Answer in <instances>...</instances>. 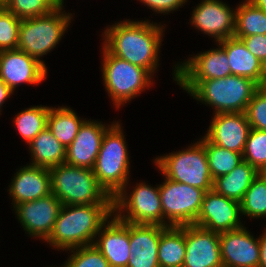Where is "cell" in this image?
I'll use <instances>...</instances> for the list:
<instances>
[{
	"label": "cell",
	"instance_id": "obj_1",
	"mask_svg": "<svg viewBox=\"0 0 266 267\" xmlns=\"http://www.w3.org/2000/svg\"><path fill=\"white\" fill-rule=\"evenodd\" d=\"M163 25L148 20L117 22L104 31V47L113 55L146 69L151 75L158 67Z\"/></svg>",
	"mask_w": 266,
	"mask_h": 267
},
{
	"label": "cell",
	"instance_id": "obj_2",
	"mask_svg": "<svg viewBox=\"0 0 266 267\" xmlns=\"http://www.w3.org/2000/svg\"><path fill=\"white\" fill-rule=\"evenodd\" d=\"M113 215V203L62 205L45 240L57 249L92 245L103 224Z\"/></svg>",
	"mask_w": 266,
	"mask_h": 267
},
{
	"label": "cell",
	"instance_id": "obj_3",
	"mask_svg": "<svg viewBox=\"0 0 266 267\" xmlns=\"http://www.w3.org/2000/svg\"><path fill=\"white\" fill-rule=\"evenodd\" d=\"M124 136L120 124L113 122L103 136L93 167L99 185L112 198L129 182L130 159Z\"/></svg>",
	"mask_w": 266,
	"mask_h": 267
},
{
	"label": "cell",
	"instance_id": "obj_4",
	"mask_svg": "<svg viewBox=\"0 0 266 267\" xmlns=\"http://www.w3.org/2000/svg\"><path fill=\"white\" fill-rule=\"evenodd\" d=\"M51 193L62 205L113 203L99 185L93 169L62 163L50 168Z\"/></svg>",
	"mask_w": 266,
	"mask_h": 267
},
{
	"label": "cell",
	"instance_id": "obj_5",
	"mask_svg": "<svg viewBox=\"0 0 266 267\" xmlns=\"http://www.w3.org/2000/svg\"><path fill=\"white\" fill-rule=\"evenodd\" d=\"M259 85L249 78L229 75L201 81L189 94L214 108V114L245 112Z\"/></svg>",
	"mask_w": 266,
	"mask_h": 267
},
{
	"label": "cell",
	"instance_id": "obj_6",
	"mask_svg": "<svg viewBox=\"0 0 266 267\" xmlns=\"http://www.w3.org/2000/svg\"><path fill=\"white\" fill-rule=\"evenodd\" d=\"M63 8L34 18L22 19L17 49L41 61L40 57L48 54L59 44L71 23L72 14L64 13Z\"/></svg>",
	"mask_w": 266,
	"mask_h": 267
},
{
	"label": "cell",
	"instance_id": "obj_7",
	"mask_svg": "<svg viewBox=\"0 0 266 267\" xmlns=\"http://www.w3.org/2000/svg\"><path fill=\"white\" fill-rule=\"evenodd\" d=\"M102 48L104 86L118 109L148 88L153 83V76L146 69L111 54L104 46Z\"/></svg>",
	"mask_w": 266,
	"mask_h": 267
},
{
	"label": "cell",
	"instance_id": "obj_8",
	"mask_svg": "<svg viewBox=\"0 0 266 267\" xmlns=\"http://www.w3.org/2000/svg\"><path fill=\"white\" fill-rule=\"evenodd\" d=\"M154 163L168 179L200 188L205 192L213 189L206 151L200 140L182 151L158 156Z\"/></svg>",
	"mask_w": 266,
	"mask_h": 267
},
{
	"label": "cell",
	"instance_id": "obj_9",
	"mask_svg": "<svg viewBox=\"0 0 266 267\" xmlns=\"http://www.w3.org/2000/svg\"><path fill=\"white\" fill-rule=\"evenodd\" d=\"M133 188L129 196L124 187L113 197L114 215L123 222L169 227L163 218L159 185L152 187L143 182Z\"/></svg>",
	"mask_w": 266,
	"mask_h": 267
},
{
	"label": "cell",
	"instance_id": "obj_10",
	"mask_svg": "<svg viewBox=\"0 0 266 267\" xmlns=\"http://www.w3.org/2000/svg\"><path fill=\"white\" fill-rule=\"evenodd\" d=\"M159 185L163 218L170 226L194 224L200 212L205 191L164 178Z\"/></svg>",
	"mask_w": 266,
	"mask_h": 267
},
{
	"label": "cell",
	"instance_id": "obj_11",
	"mask_svg": "<svg viewBox=\"0 0 266 267\" xmlns=\"http://www.w3.org/2000/svg\"><path fill=\"white\" fill-rule=\"evenodd\" d=\"M219 46L188 58L174 68V80L190 93L201 81L219 79L231 75L226 51Z\"/></svg>",
	"mask_w": 266,
	"mask_h": 267
},
{
	"label": "cell",
	"instance_id": "obj_12",
	"mask_svg": "<svg viewBox=\"0 0 266 267\" xmlns=\"http://www.w3.org/2000/svg\"><path fill=\"white\" fill-rule=\"evenodd\" d=\"M240 216V202L211 189L204 194L194 225L220 234L242 227Z\"/></svg>",
	"mask_w": 266,
	"mask_h": 267
},
{
	"label": "cell",
	"instance_id": "obj_13",
	"mask_svg": "<svg viewBox=\"0 0 266 267\" xmlns=\"http://www.w3.org/2000/svg\"><path fill=\"white\" fill-rule=\"evenodd\" d=\"M61 207L60 200L50 193L34 201L15 205L13 208L25 233L46 240L53 230Z\"/></svg>",
	"mask_w": 266,
	"mask_h": 267
},
{
	"label": "cell",
	"instance_id": "obj_14",
	"mask_svg": "<svg viewBox=\"0 0 266 267\" xmlns=\"http://www.w3.org/2000/svg\"><path fill=\"white\" fill-rule=\"evenodd\" d=\"M47 68L26 52L0 51V79L14 92L23 83L39 84L47 78Z\"/></svg>",
	"mask_w": 266,
	"mask_h": 267
},
{
	"label": "cell",
	"instance_id": "obj_15",
	"mask_svg": "<svg viewBox=\"0 0 266 267\" xmlns=\"http://www.w3.org/2000/svg\"><path fill=\"white\" fill-rule=\"evenodd\" d=\"M231 9L220 0H202L193 10L190 23L217 42L231 38L235 33L236 20V11Z\"/></svg>",
	"mask_w": 266,
	"mask_h": 267
},
{
	"label": "cell",
	"instance_id": "obj_16",
	"mask_svg": "<svg viewBox=\"0 0 266 267\" xmlns=\"http://www.w3.org/2000/svg\"><path fill=\"white\" fill-rule=\"evenodd\" d=\"M223 267H259L260 241L244 225L219 234Z\"/></svg>",
	"mask_w": 266,
	"mask_h": 267
},
{
	"label": "cell",
	"instance_id": "obj_17",
	"mask_svg": "<svg viewBox=\"0 0 266 267\" xmlns=\"http://www.w3.org/2000/svg\"><path fill=\"white\" fill-rule=\"evenodd\" d=\"M186 254L182 267H223L219 233L185 225Z\"/></svg>",
	"mask_w": 266,
	"mask_h": 267
},
{
	"label": "cell",
	"instance_id": "obj_18",
	"mask_svg": "<svg viewBox=\"0 0 266 267\" xmlns=\"http://www.w3.org/2000/svg\"><path fill=\"white\" fill-rule=\"evenodd\" d=\"M251 126L245 112L215 114L205 137L213 144L242 153Z\"/></svg>",
	"mask_w": 266,
	"mask_h": 267
},
{
	"label": "cell",
	"instance_id": "obj_19",
	"mask_svg": "<svg viewBox=\"0 0 266 267\" xmlns=\"http://www.w3.org/2000/svg\"><path fill=\"white\" fill-rule=\"evenodd\" d=\"M108 126V127H107ZM85 120L75 139L66 149L65 163L71 166L93 169L106 130L111 126Z\"/></svg>",
	"mask_w": 266,
	"mask_h": 267
},
{
	"label": "cell",
	"instance_id": "obj_20",
	"mask_svg": "<svg viewBox=\"0 0 266 267\" xmlns=\"http://www.w3.org/2000/svg\"><path fill=\"white\" fill-rule=\"evenodd\" d=\"M97 235L93 244L108 260L110 267H127L131 257L129 222L121 221L113 213L111 220L103 224Z\"/></svg>",
	"mask_w": 266,
	"mask_h": 267
},
{
	"label": "cell",
	"instance_id": "obj_21",
	"mask_svg": "<svg viewBox=\"0 0 266 267\" xmlns=\"http://www.w3.org/2000/svg\"><path fill=\"white\" fill-rule=\"evenodd\" d=\"M166 226L129 223L131 257L127 267H160L158 246Z\"/></svg>",
	"mask_w": 266,
	"mask_h": 267
},
{
	"label": "cell",
	"instance_id": "obj_22",
	"mask_svg": "<svg viewBox=\"0 0 266 267\" xmlns=\"http://www.w3.org/2000/svg\"><path fill=\"white\" fill-rule=\"evenodd\" d=\"M8 190L13 198V207L45 197L51 193L50 170L30 164L21 167L15 173Z\"/></svg>",
	"mask_w": 266,
	"mask_h": 267
},
{
	"label": "cell",
	"instance_id": "obj_23",
	"mask_svg": "<svg viewBox=\"0 0 266 267\" xmlns=\"http://www.w3.org/2000/svg\"><path fill=\"white\" fill-rule=\"evenodd\" d=\"M217 43L227 53L231 74L249 78L259 85L263 63L246 48L244 42L233 36Z\"/></svg>",
	"mask_w": 266,
	"mask_h": 267
},
{
	"label": "cell",
	"instance_id": "obj_24",
	"mask_svg": "<svg viewBox=\"0 0 266 267\" xmlns=\"http://www.w3.org/2000/svg\"><path fill=\"white\" fill-rule=\"evenodd\" d=\"M259 172L248 162L242 161L229 174L213 180V189L233 200L240 202Z\"/></svg>",
	"mask_w": 266,
	"mask_h": 267
},
{
	"label": "cell",
	"instance_id": "obj_25",
	"mask_svg": "<svg viewBox=\"0 0 266 267\" xmlns=\"http://www.w3.org/2000/svg\"><path fill=\"white\" fill-rule=\"evenodd\" d=\"M33 166L53 168L65 163L66 148L53 136L46 127L29 144Z\"/></svg>",
	"mask_w": 266,
	"mask_h": 267
},
{
	"label": "cell",
	"instance_id": "obj_26",
	"mask_svg": "<svg viewBox=\"0 0 266 267\" xmlns=\"http://www.w3.org/2000/svg\"><path fill=\"white\" fill-rule=\"evenodd\" d=\"M185 254V225L166 227L161 232L158 246L160 267H182Z\"/></svg>",
	"mask_w": 266,
	"mask_h": 267
},
{
	"label": "cell",
	"instance_id": "obj_27",
	"mask_svg": "<svg viewBox=\"0 0 266 267\" xmlns=\"http://www.w3.org/2000/svg\"><path fill=\"white\" fill-rule=\"evenodd\" d=\"M86 120L80 119L70 107H50L47 128L53 136L67 149L78 134V130Z\"/></svg>",
	"mask_w": 266,
	"mask_h": 267
},
{
	"label": "cell",
	"instance_id": "obj_28",
	"mask_svg": "<svg viewBox=\"0 0 266 267\" xmlns=\"http://www.w3.org/2000/svg\"><path fill=\"white\" fill-rule=\"evenodd\" d=\"M234 37L266 34V12L245 0L236 9Z\"/></svg>",
	"mask_w": 266,
	"mask_h": 267
},
{
	"label": "cell",
	"instance_id": "obj_29",
	"mask_svg": "<svg viewBox=\"0 0 266 267\" xmlns=\"http://www.w3.org/2000/svg\"><path fill=\"white\" fill-rule=\"evenodd\" d=\"M49 110L47 106H31L14 117V128L28 145L47 127Z\"/></svg>",
	"mask_w": 266,
	"mask_h": 267
},
{
	"label": "cell",
	"instance_id": "obj_30",
	"mask_svg": "<svg viewBox=\"0 0 266 267\" xmlns=\"http://www.w3.org/2000/svg\"><path fill=\"white\" fill-rule=\"evenodd\" d=\"M204 144L212 179L229 174L243 161L242 153H237L211 143L205 136L200 140Z\"/></svg>",
	"mask_w": 266,
	"mask_h": 267
},
{
	"label": "cell",
	"instance_id": "obj_31",
	"mask_svg": "<svg viewBox=\"0 0 266 267\" xmlns=\"http://www.w3.org/2000/svg\"><path fill=\"white\" fill-rule=\"evenodd\" d=\"M241 215L266 217V174L259 173L240 201Z\"/></svg>",
	"mask_w": 266,
	"mask_h": 267
},
{
	"label": "cell",
	"instance_id": "obj_32",
	"mask_svg": "<svg viewBox=\"0 0 266 267\" xmlns=\"http://www.w3.org/2000/svg\"><path fill=\"white\" fill-rule=\"evenodd\" d=\"M243 161L251 164L259 173L266 171V131L252 129L243 151Z\"/></svg>",
	"mask_w": 266,
	"mask_h": 267
},
{
	"label": "cell",
	"instance_id": "obj_33",
	"mask_svg": "<svg viewBox=\"0 0 266 267\" xmlns=\"http://www.w3.org/2000/svg\"><path fill=\"white\" fill-rule=\"evenodd\" d=\"M69 250L73 254L61 267H110L108 260L94 244Z\"/></svg>",
	"mask_w": 266,
	"mask_h": 267
},
{
	"label": "cell",
	"instance_id": "obj_34",
	"mask_svg": "<svg viewBox=\"0 0 266 267\" xmlns=\"http://www.w3.org/2000/svg\"><path fill=\"white\" fill-rule=\"evenodd\" d=\"M21 21L5 7H0V51L17 49Z\"/></svg>",
	"mask_w": 266,
	"mask_h": 267
},
{
	"label": "cell",
	"instance_id": "obj_35",
	"mask_svg": "<svg viewBox=\"0 0 266 267\" xmlns=\"http://www.w3.org/2000/svg\"><path fill=\"white\" fill-rule=\"evenodd\" d=\"M5 8L21 20L43 16L56 9L48 0H10Z\"/></svg>",
	"mask_w": 266,
	"mask_h": 267
},
{
	"label": "cell",
	"instance_id": "obj_36",
	"mask_svg": "<svg viewBox=\"0 0 266 267\" xmlns=\"http://www.w3.org/2000/svg\"><path fill=\"white\" fill-rule=\"evenodd\" d=\"M252 129L266 131V90L259 88L248 103L245 111Z\"/></svg>",
	"mask_w": 266,
	"mask_h": 267
},
{
	"label": "cell",
	"instance_id": "obj_37",
	"mask_svg": "<svg viewBox=\"0 0 266 267\" xmlns=\"http://www.w3.org/2000/svg\"><path fill=\"white\" fill-rule=\"evenodd\" d=\"M236 38L241 39L246 48L262 63L266 61V34H256L248 37Z\"/></svg>",
	"mask_w": 266,
	"mask_h": 267
},
{
	"label": "cell",
	"instance_id": "obj_38",
	"mask_svg": "<svg viewBox=\"0 0 266 267\" xmlns=\"http://www.w3.org/2000/svg\"><path fill=\"white\" fill-rule=\"evenodd\" d=\"M140 2L147 5L151 10L157 13L168 14L171 11L179 9L187 2V0H139Z\"/></svg>",
	"mask_w": 266,
	"mask_h": 267
},
{
	"label": "cell",
	"instance_id": "obj_39",
	"mask_svg": "<svg viewBox=\"0 0 266 267\" xmlns=\"http://www.w3.org/2000/svg\"><path fill=\"white\" fill-rule=\"evenodd\" d=\"M263 235L259 237L260 241V261L259 267H266V229Z\"/></svg>",
	"mask_w": 266,
	"mask_h": 267
},
{
	"label": "cell",
	"instance_id": "obj_40",
	"mask_svg": "<svg viewBox=\"0 0 266 267\" xmlns=\"http://www.w3.org/2000/svg\"><path fill=\"white\" fill-rule=\"evenodd\" d=\"M13 91L0 79V111L1 106L4 104L7 98H10Z\"/></svg>",
	"mask_w": 266,
	"mask_h": 267
},
{
	"label": "cell",
	"instance_id": "obj_41",
	"mask_svg": "<svg viewBox=\"0 0 266 267\" xmlns=\"http://www.w3.org/2000/svg\"><path fill=\"white\" fill-rule=\"evenodd\" d=\"M259 88L266 90V61L262 65V75L260 78Z\"/></svg>",
	"mask_w": 266,
	"mask_h": 267
},
{
	"label": "cell",
	"instance_id": "obj_42",
	"mask_svg": "<svg viewBox=\"0 0 266 267\" xmlns=\"http://www.w3.org/2000/svg\"><path fill=\"white\" fill-rule=\"evenodd\" d=\"M257 8H260L266 12V0H248Z\"/></svg>",
	"mask_w": 266,
	"mask_h": 267
},
{
	"label": "cell",
	"instance_id": "obj_43",
	"mask_svg": "<svg viewBox=\"0 0 266 267\" xmlns=\"http://www.w3.org/2000/svg\"><path fill=\"white\" fill-rule=\"evenodd\" d=\"M55 8H63L64 0H48Z\"/></svg>",
	"mask_w": 266,
	"mask_h": 267
},
{
	"label": "cell",
	"instance_id": "obj_44",
	"mask_svg": "<svg viewBox=\"0 0 266 267\" xmlns=\"http://www.w3.org/2000/svg\"><path fill=\"white\" fill-rule=\"evenodd\" d=\"M10 0H0V7H5Z\"/></svg>",
	"mask_w": 266,
	"mask_h": 267
}]
</instances>
